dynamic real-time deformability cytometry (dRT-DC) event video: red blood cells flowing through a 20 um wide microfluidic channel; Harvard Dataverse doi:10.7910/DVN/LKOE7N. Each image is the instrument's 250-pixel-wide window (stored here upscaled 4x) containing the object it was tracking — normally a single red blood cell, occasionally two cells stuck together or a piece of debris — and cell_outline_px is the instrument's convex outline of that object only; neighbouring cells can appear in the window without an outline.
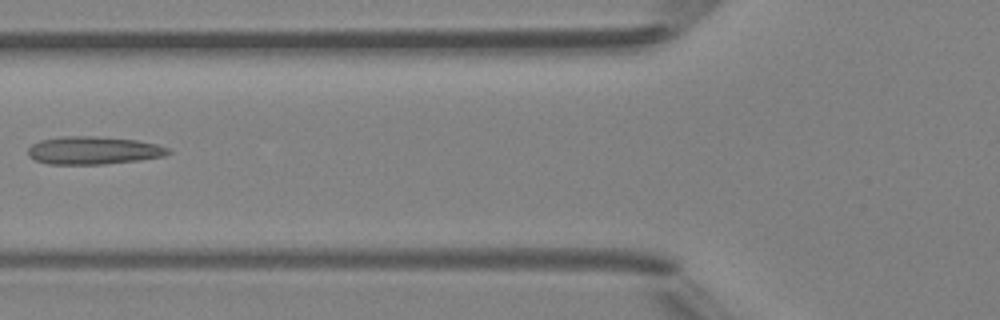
{"species": "Egyptian fruit bat (a non-hibernating species)", "species_latin": "Rousettus aegyptiacus", "temperature_condition": "room temperature", "stored_images_in_passage": 5, "camera_frame_rate_fps": 3000, "um_per_image_px": 0.085, "animal": {"sex": "female"}, "frame": {"image": 1, "passage_image": 5, "time_ms": 5.667, "image_size_px": [1000, 320], "cell_outline_px": [[172, 152], [164, 156], [140, 160], [104, 164], [48, 164], [36, 160], [28, 156], [28, 148], [32, 144], [40, 140], [64, 136], [96, 136], [136, 140], [156, 144], [168, 148]], "centroid_in_image_um": [7.94, 12.78], "position_along_channel_um": 117.9, "area_um2": 22.77}}